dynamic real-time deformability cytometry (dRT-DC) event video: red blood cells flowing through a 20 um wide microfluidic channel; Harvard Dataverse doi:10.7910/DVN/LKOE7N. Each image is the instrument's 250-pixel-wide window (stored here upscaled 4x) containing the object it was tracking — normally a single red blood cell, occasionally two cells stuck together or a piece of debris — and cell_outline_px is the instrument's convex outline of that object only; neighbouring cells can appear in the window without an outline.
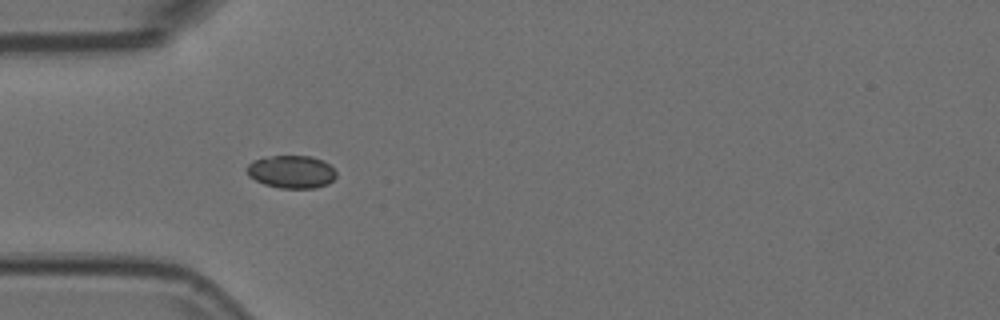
{"species": "Egyptian fruit bat (a non-hibernating species)", "species_latin": "Rousettus aegyptiacus", "temperature_condition": "room temperature", "stored_images_in_passage": 39, "camera_frame_rate_fps": 3000, "um_per_image_px": 0.085, "animal": {"sex": "female"}, "frame": {"image": 1, "passage_image": 1, "time_ms": 0.0, "image_size_px": [1000, 320], "cell_outline_px": [[336, 176], [328, 184], [316, 188], [280, 188], [264, 184], [248, 176], [248, 164], [252, 160], [264, 156], [312, 156], [324, 160], [336, 172]], "centroid_in_image_um": [24.77, 14.59], "position_along_channel_um": 60.2, "area_um2": 17.17}}
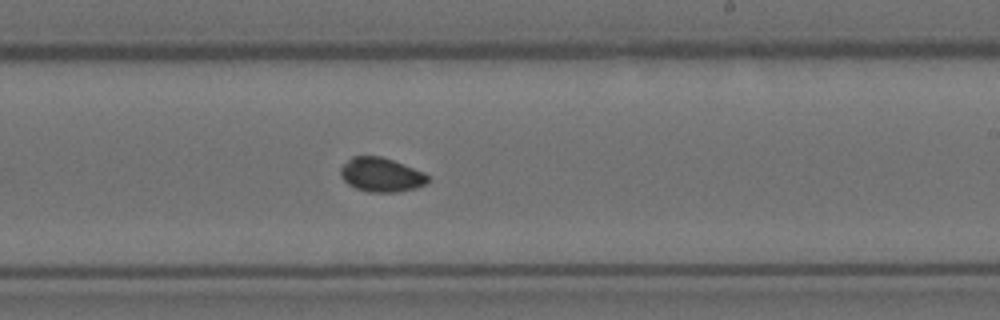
{"frame": {"image": 2, "passage_image": 17, "time_ms": 5.333, "image_size_px": [1000, 320], "cell_outline_px": [[428, 184], [416, 188], [396, 192], [368, 192], [356, 188], [348, 184], [340, 176], [340, 168], [352, 156], [380, 156], [404, 164], [424, 172], [428, 176]], "centroid_in_image_um": [32.41, 14.86], "position_along_channel_um": 256.6, "area_um2": 17.4}}
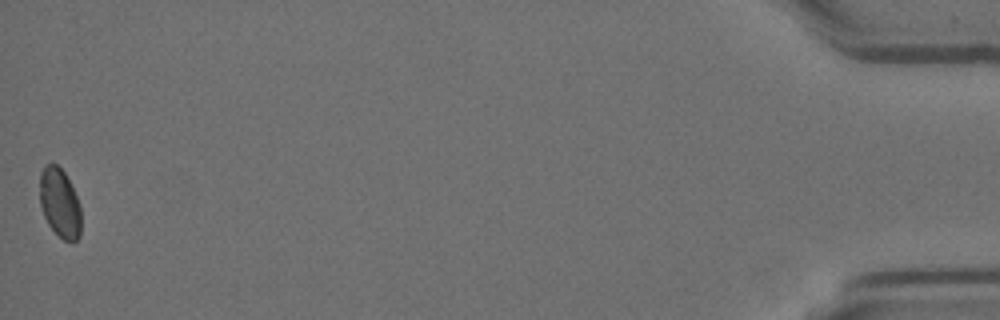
{"frame": {"image": 3, "passage_image": 39, "time_ms": 12.667, "image_size_px": [1000, 320], "cell_outline_px": [[80, 236], [72, 244], [64, 240], [48, 224], [44, 216], [40, 204], [40, 172], [44, 164], [56, 164], [64, 172], [80, 204]], "centroid_in_image_um": [5.07, 17.26], "position_along_channel_um": 430.1, "area_um2": 16.59}}